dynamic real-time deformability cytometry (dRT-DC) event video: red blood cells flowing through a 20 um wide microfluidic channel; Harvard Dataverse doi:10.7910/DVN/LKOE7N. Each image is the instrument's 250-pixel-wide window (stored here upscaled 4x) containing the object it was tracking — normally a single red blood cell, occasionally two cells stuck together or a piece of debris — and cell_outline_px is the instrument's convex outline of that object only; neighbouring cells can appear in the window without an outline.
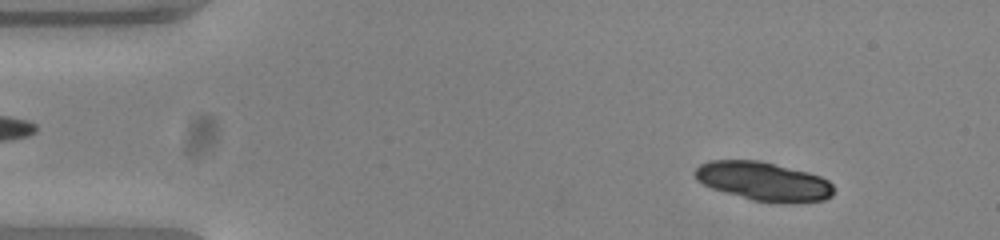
{"species": "common noctule bat (a hibernating species)", "species_latin": "Nyctalus noctula", "temperature_condition": "warm", "stored_images_in_passage": 25, "camera_frame_rate_fps": 3000, "um_per_image_px": 0.085, "animal": {"sex": "female", "body_mass_g": 23.0, "forearm_length_mm": 53.4}, "frame": {"image": 1, "passage_image": 5, "time_ms": 1.333, "image_size_px": [1000, 240], "cell_outline_px": [[836, 188], [832, 196], [824, 200], [796, 204], [788, 204], [752, 200], [712, 188], [696, 180], [692, 172], [700, 164], [708, 160], [760, 160], [808, 172], [820, 176], [828, 180]], "centroid_in_image_um": [64.93, 15.42], "position_along_channel_um": 20.1, "area_um2": 31.85}}